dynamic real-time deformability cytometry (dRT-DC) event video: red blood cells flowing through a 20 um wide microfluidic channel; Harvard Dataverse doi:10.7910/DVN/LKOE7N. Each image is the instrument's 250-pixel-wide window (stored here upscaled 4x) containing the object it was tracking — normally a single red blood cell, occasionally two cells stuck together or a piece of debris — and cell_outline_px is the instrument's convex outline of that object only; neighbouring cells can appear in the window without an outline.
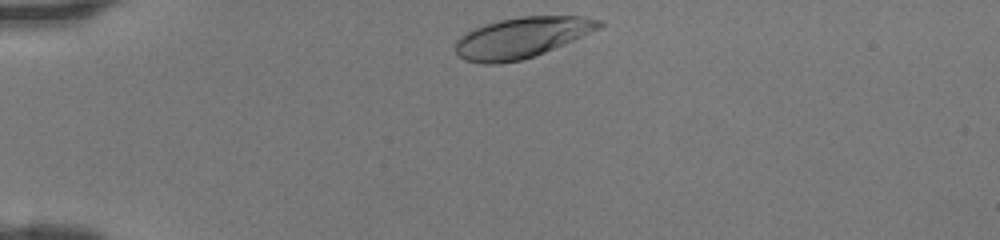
{"species": "human", "species_latin": "Homo sapiens", "temperature_condition": "room temperature", "stored_images_in_passage": 29, "camera_frame_rate_fps": 3000, "um_per_image_px": 0.085, "donor": {"sex": "female"}, "frame": {"image": 1, "passage_image": 1, "time_ms": 0.0, "image_size_px": [1000, 240], "cell_outline_px": [[604, 24], [600, 28], [564, 44], [544, 52], [520, 60], [500, 64], [480, 64], [464, 60], [456, 52], [456, 40], [464, 32], [484, 24], [500, 20], [520, 16], [584, 16], [604, 20]], "centroid_in_image_um": [44.33, 3.19], "position_along_channel_um": 40.7, "area_um2": 34.1}}
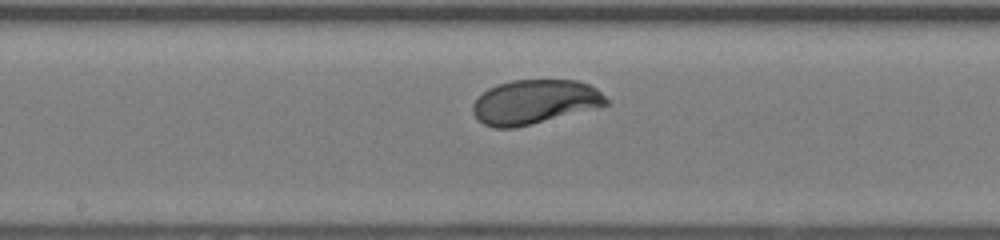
{"frame": {"image": 2, "passage_image": 15, "time_ms": 4.667, "image_size_px": [1000, 240], "cell_outline_px": [[608, 104], [600, 108], [512, 128], [492, 128], [484, 124], [472, 112], [472, 104], [488, 88], [512, 80], [576, 80], [588, 84], [596, 88], [608, 100]], "centroid_in_image_um": [45.47, 8.66], "position_along_channel_um": 202.7, "area_um2": 34.28}}
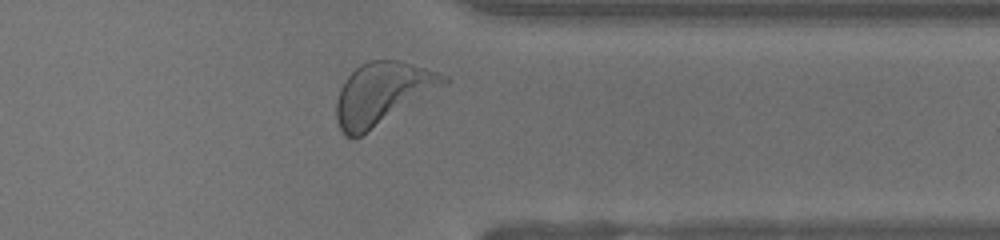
{"frame": {"image": 3, "passage_image": 27, "time_ms": 8.667, "image_size_px": [1000, 240], "cell_outline_px": [[452, 80], [360, 136], [352, 140], [344, 136], [336, 120], [336, 100], [340, 88], [344, 80], [360, 64], [368, 60], [400, 60], [448, 76]], "centroid_in_image_um": [32.45, 7.94], "position_along_channel_um": 379.0, "area_um2": 38.38}}